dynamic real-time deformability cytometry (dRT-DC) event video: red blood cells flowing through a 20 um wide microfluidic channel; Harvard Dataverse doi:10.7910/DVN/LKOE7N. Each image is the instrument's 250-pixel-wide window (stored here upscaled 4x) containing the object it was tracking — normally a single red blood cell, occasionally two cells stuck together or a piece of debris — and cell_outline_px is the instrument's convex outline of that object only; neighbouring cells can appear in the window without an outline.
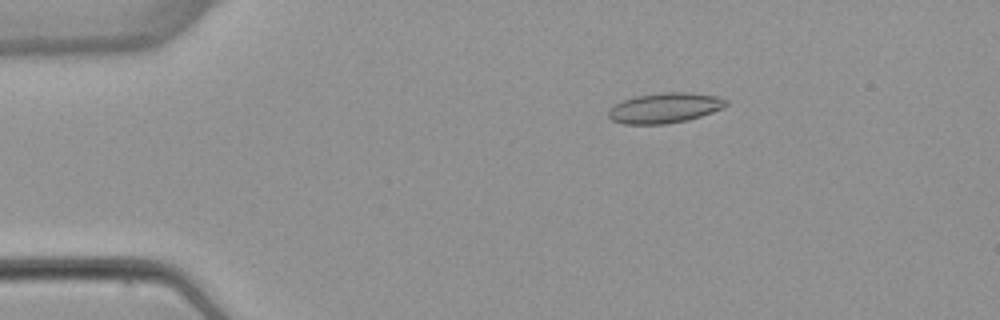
{"species": "common noctule bat (a hibernating species)", "species_latin": "Nyctalus noctula", "temperature_condition": "warm", "stored_images_in_passage": 4, "camera_frame_rate_fps": 3000, "um_per_image_px": 0.085, "animal": {"sex": "female", "body_mass_g": 22.7, "forearm_length_mm": 54.2}, "frame": {"image": 1, "passage_image": 3, "time_ms": 2.667, "image_size_px": [1000, 320], "cell_outline_px": [[728, 104], [724, 108], [688, 120], [664, 124], [624, 124], [612, 120], [608, 116], [608, 112], [616, 104], [624, 100], [636, 96], [660, 92], [688, 92], [720, 96], [728, 100]], "centroid_in_image_um": [56.56, 9.16], "position_along_channel_um": 28.4, "area_um2": 20.75}}